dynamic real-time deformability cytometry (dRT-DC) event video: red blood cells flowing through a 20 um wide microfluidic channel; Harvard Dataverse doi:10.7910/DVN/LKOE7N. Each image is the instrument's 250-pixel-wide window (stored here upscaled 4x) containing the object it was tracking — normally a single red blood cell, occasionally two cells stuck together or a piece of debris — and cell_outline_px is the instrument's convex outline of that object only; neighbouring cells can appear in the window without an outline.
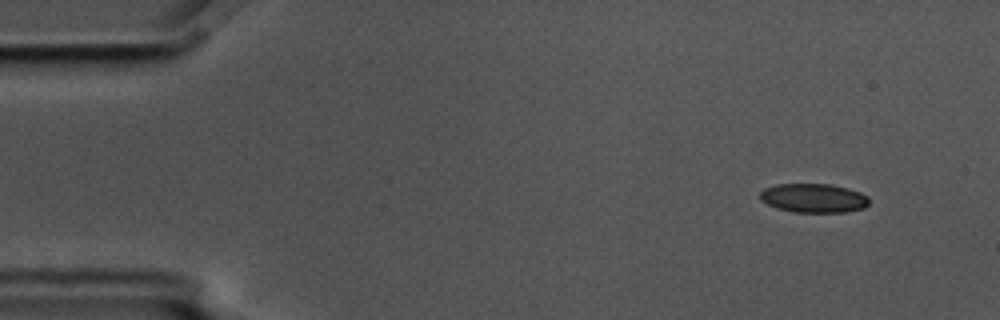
{"species": "common noctule bat (a hibernating species)", "species_latin": "Nyctalus noctula", "temperature_condition": "cold", "stored_images_in_passage": 4, "camera_frame_rate_fps": 3000, "um_per_image_px": 0.085, "animal": {"sex": "male", "body_mass_g": 17.5, "forearm_length_mm": 52.3}, "frame": {"image": 1, "passage_image": 1, "time_ms": 0.0, "image_size_px": [1000, 320], "cell_outline_px": [[868, 204], [864, 208], [844, 212], [796, 212], [776, 208], [760, 200], [760, 192], [764, 188], [776, 184], [828, 184], [848, 188], [860, 192], [868, 196]], "centroid_in_image_um": [69.14, 16.83], "position_along_channel_um": 15.9, "area_um2": 18.44}}
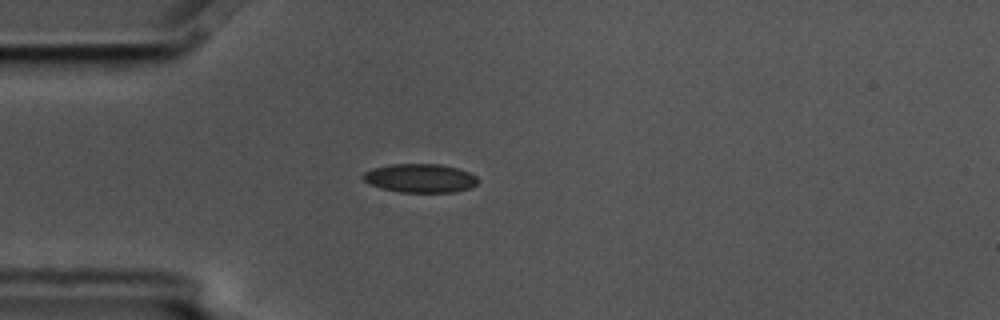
{"frame": {"image": 2, "passage_image": 4, "time_ms": 1.0, "image_size_px": [1000, 320], "cell_outline_px": [[480, 180], [472, 188], [456, 192], [400, 192], [380, 188], [364, 180], [360, 176], [364, 172], [372, 168], [388, 164], [440, 164], [460, 168], [476, 176]], "centroid_in_image_um": [35.73, 15.14], "position_along_channel_um": 49.3, "area_um2": 19.48}}